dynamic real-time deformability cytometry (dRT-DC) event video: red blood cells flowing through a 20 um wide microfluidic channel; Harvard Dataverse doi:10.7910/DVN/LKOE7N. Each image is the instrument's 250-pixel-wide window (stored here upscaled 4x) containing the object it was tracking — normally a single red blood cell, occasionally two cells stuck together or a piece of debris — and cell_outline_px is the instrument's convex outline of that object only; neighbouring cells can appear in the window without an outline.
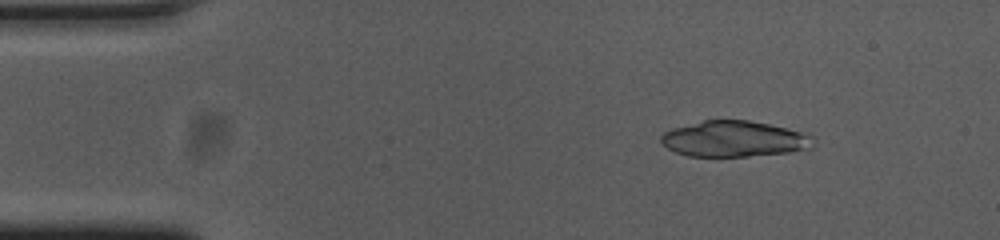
{"species": "common noctule bat (a hibernating species)", "species_latin": "Nyctalus noctula", "temperature_condition": "cold", "stored_images_in_passage": 51, "camera_frame_rate_fps": 3000, "um_per_image_px": 0.085, "animal": {"sex": "female", "body_mass_g": 23.0, "forearm_length_mm": 53.4}, "frame": {"image": 1, "passage_image": 4, "time_ms": 1.0, "image_size_px": [1000, 240], "cell_outline_px": [[800, 148], [784, 152], [744, 156], [692, 156], [676, 152], [668, 148], [660, 140], [668, 132], [676, 128], [704, 120], [744, 120], [768, 124], [784, 128], [796, 132], [800, 136]], "centroid_in_image_um": [62.1, 11.8], "position_along_channel_um": 22.9, "area_um2": 29.25}}